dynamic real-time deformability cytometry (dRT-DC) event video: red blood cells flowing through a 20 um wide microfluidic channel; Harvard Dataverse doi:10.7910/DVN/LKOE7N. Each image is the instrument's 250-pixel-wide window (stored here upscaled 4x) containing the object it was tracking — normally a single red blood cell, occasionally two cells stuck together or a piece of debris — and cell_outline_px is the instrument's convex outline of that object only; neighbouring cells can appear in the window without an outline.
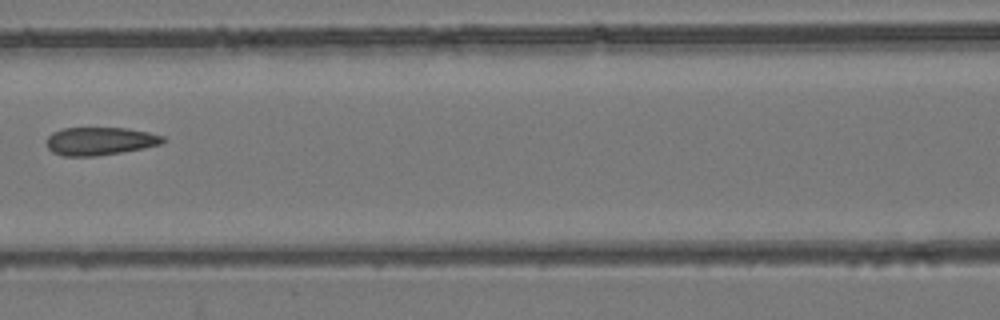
{"species": "common noctule bat (a hibernating species)", "species_latin": "Nyctalus noctula", "temperature_condition": "room temperature", "stored_images_in_passage": 6, "camera_frame_rate_fps": 3000, "um_per_image_px": 0.085, "animal": {"sex": "female", "body_mass_g": 24.6, "forearm_length_mm": 56.2}, "frame": {"image": 1, "passage_image": 6, "time_ms": 6.667, "image_size_px": [1000, 320], "cell_outline_px": [[168, 140], [160, 144], [144, 148], [96, 156], [64, 156], [52, 152], [48, 148], [48, 136], [52, 132], [64, 128], [128, 128], [148, 132], [164, 136]], "centroid_in_image_um": [8.52, 11.99], "position_along_channel_um": 158.1, "area_um2": 18.96}}